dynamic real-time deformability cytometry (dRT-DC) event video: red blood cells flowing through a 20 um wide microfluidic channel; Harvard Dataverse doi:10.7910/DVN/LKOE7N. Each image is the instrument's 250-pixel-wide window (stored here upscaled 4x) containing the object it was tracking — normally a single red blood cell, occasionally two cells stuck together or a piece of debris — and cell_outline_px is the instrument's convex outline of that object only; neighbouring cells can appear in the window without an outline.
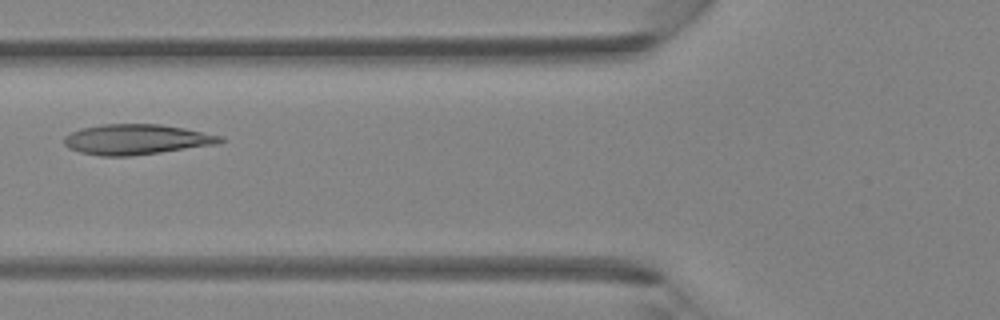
{"species": "Egyptian fruit bat (a non-hibernating species)", "species_latin": "Rousettus aegyptiacus", "temperature_condition": "room temperature", "stored_images_in_passage": 6, "camera_frame_rate_fps": 3000, "um_per_image_px": 0.085, "animal": {"sex": "female"}, "frame": {"image": 1, "passage_image": 5, "time_ms": 1.333, "image_size_px": [1000, 320], "cell_outline_px": [[224, 140], [220, 144], [132, 156], [100, 156], [80, 152], [68, 148], [64, 144], [64, 136], [80, 128], [104, 124], [160, 124], [184, 128], [224, 136]], "centroid_in_image_um": [11.62, 11.85], "position_along_channel_um": 114.2, "area_um2": 27.74}}
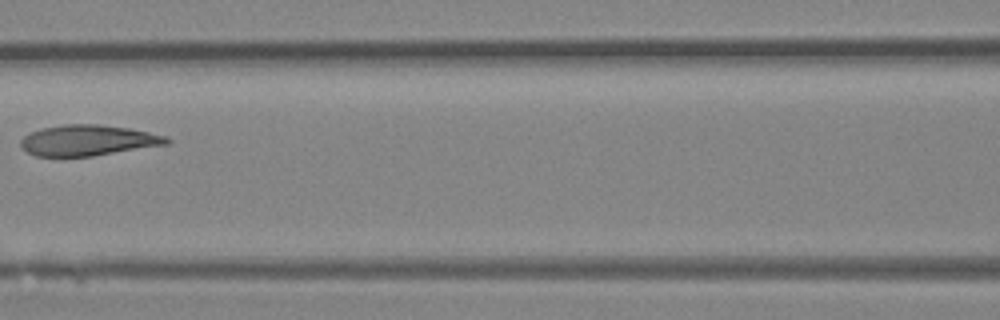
{"frame": {"image": 2, "passage_image": 6, "time_ms": 1.667, "image_size_px": [1000, 320], "cell_outline_px": [[172, 140], [168, 144], [92, 156], [36, 156], [28, 152], [20, 144], [20, 140], [24, 136], [40, 128], [64, 124], [100, 124], [128, 128], [168, 136]], "centroid_in_image_um": [7.5, 11.92], "position_along_channel_um": 159.1, "area_um2": 26.07}}